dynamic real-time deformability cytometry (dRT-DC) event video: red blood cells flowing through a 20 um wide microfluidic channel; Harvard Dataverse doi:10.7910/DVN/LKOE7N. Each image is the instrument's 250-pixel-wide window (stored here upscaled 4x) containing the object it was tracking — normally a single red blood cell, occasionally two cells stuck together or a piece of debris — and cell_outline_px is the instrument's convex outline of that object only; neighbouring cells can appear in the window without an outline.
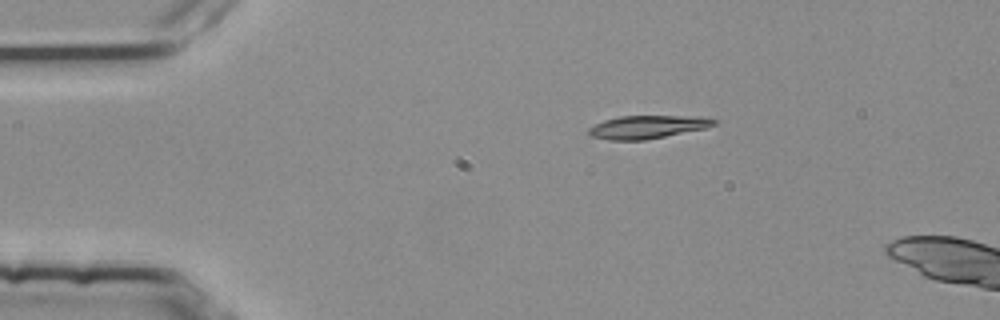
{"species": "common noctule bat (a hibernating species)", "species_latin": "Nyctalus noctula", "temperature_condition": "room temperature", "stored_images_in_passage": 5, "camera_frame_rate_fps": 3000, "um_per_image_px": 0.085, "animal": {"sex": "female", "body_mass_g": 25.1}, "frame": {"image": 1, "passage_image": 3, "time_ms": 0.667, "image_size_px": [1000, 320], "cell_outline_px": [[716, 124], [704, 128], [644, 140], [608, 140], [592, 136], [588, 132], [588, 128], [604, 120], [620, 116], [700, 116], [716, 120]], "centroid_in_image_um": [55.0, 10.78], "position_along_channel_um": 30.0, "area_um2": 16.59}}